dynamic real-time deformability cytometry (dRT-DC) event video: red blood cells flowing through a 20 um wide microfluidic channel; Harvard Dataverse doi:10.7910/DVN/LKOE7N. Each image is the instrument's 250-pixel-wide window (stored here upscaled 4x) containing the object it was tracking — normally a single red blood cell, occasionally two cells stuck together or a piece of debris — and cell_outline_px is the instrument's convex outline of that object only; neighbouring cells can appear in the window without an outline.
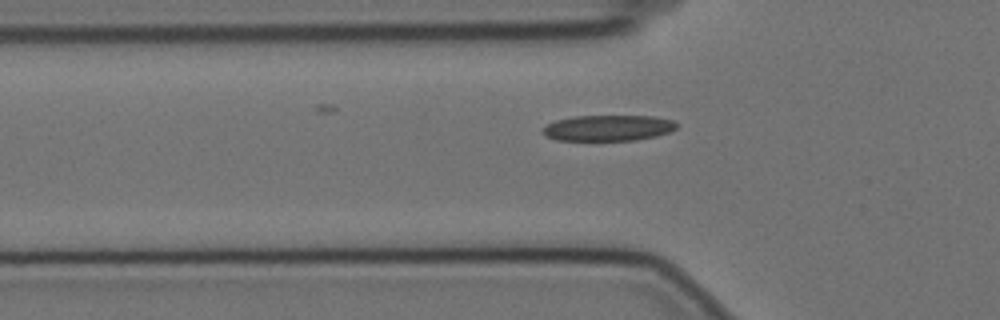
{"species": "Egyptian fruit bat (a non-hibernating species)", "species_latin": "Rousettus aegyptiacus", "temperature_condition": "cold", "stored_images_in_passage": 43, "camera_frame_rate_fps": 3000, "um_per_image_px": 0.085, "animal": {"sex": "female"}, "frame": {"image": 1, "passage_image": 11, "time_ms": 3.333, "image_size_px": [1000, 320], "cell_outline_px": [[676, 128], [668, 132], [656, 136], [636, 140], [556, 140], [544, 136], [540, 132], [548, 124], [556, 120], [572, 116], [652, 116], [672, 120], [676, 124]], "centroid_in_image_um": [51.64, 10.88], "position_along_channel_um": 74.2, "area_um2": 20.11}}
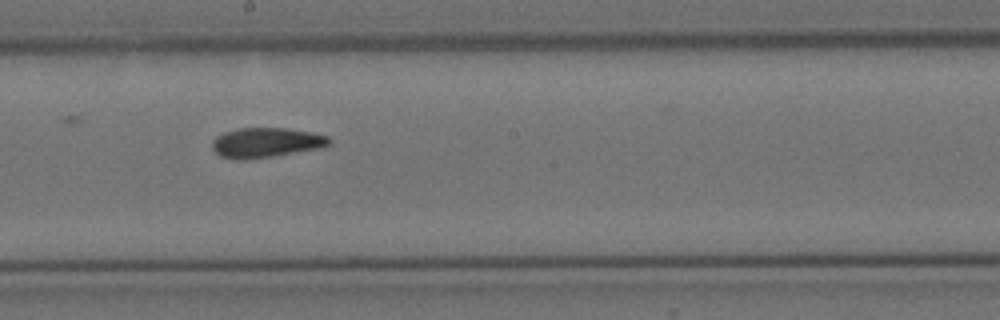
{"frame": {"image": 2, "passage_image": 24, "time_ms": 7.667, "image_size_px": [1000, 320], "cell_outline_px": [[332, 144], [320, 148], [272, 156], [244, 160], [240, 160], [220, 156], [212, 148], [212, 140], [216, 136], [224, 132], [240, 128], [288, 128], [328, 136], [332, 140]], "centroid_in_image_um": [22.61, 12.12], "position_along_channel_um": 225.6, "area_um2": 20.29}}
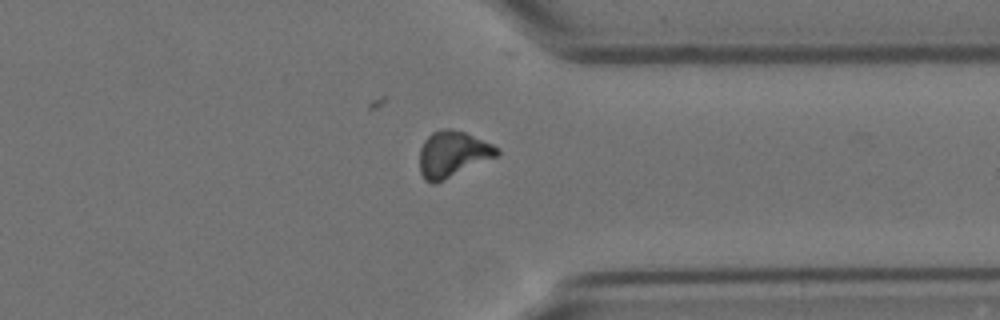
{"frame": {"image": 3, "passage_image": 37, "time_ms": 12.0, "image_size_px": [1000, 320], "cell_outline_px": [[500, 152], [496, 156], [436, 184], [432, 184], [424, 180], [420, 172], [420, 148], [424, 140], [432, 132], [444, 128], [452, 128], [464, 132], [492, 144], [500, 148]], "centroid_in_image_um": [38.44, 13.1], "position_along_channel_um": 373.0, "area_um2": 20.75}, "authors_computed_cell_mechanics": {"area_um2": 20.2878, "velocity_mm_per_s": 3.4788, "shape_relaxation_time_tau1_ms": 6.3291, "shape_relaxation_time_tau2_ms": 3.1799, "deformation_change_tau1": 0.1578, "deformation_change_tau2": 0.104}}